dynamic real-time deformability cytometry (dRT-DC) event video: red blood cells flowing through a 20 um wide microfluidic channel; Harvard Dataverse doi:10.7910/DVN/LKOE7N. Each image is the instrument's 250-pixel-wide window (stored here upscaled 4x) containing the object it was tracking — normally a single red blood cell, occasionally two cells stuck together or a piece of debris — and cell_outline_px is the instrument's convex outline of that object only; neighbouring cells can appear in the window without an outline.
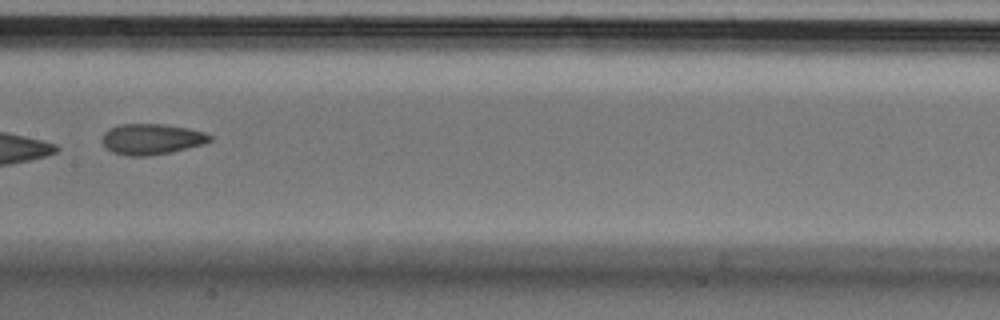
{"species": "Egyptian fruit bat (a non-hibernating species)", "species_latin": "Rousettus aegyptiacus", "temperature_condition": "cold", "stored_images_in_passage": 8, "camera_frame_rate_fps": 3000, "um_per_image_px": 0.085, "animal": {"sex": "male"}, "frame": {"image": 1, "passage_image": 8, "time_ms": 2.333, "image_size_px": [1000, 320], "cell_outline_px": [[212, 140], [204, 144], [168, 152], [148, 156], [128, 156], [112, 152], [100, 140], [104, 132], [108, 128], [120, 124], [164, 124], [188, 128], [204, 132], [212, 136]], "centroid_in_image_um": [12.86, 11.81], "position_along_channel_um": 194.5, "area_um2": 19.31}}